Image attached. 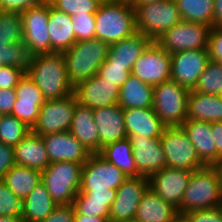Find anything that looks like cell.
Here are the masks:
<instances>
[{
    "label": "cell",
    "mask_w": 222,
    "mask_h": 222,
    "mask_svg": "<svg viewBox=\"0 0 222 222\" xmlns=\"http://www.w3.org/2000/svg\"><path fill=\"white\" fill-rule=\"evenodd\" d=\"M25 74L38 86L46 100L73 94L62 53L32 55Z\"/></svg>",
    "instance_id": "1"
},
{
    "label": "cell",
    "mask_w": 222,
    "mask_h": 222,
    "mask_svg": "<svg viewBox=\"0 0 222 222\" xmlns=\"http://www.w3.org/2000/svg\"><path fill=\"white\" fill-rule=\"evenodd\" d=\"M222 206V181L217 165L192 172L180 206V217L188 212Z\"/></svg>",
    "instance_id": "2"
},
{
    "label": "cell",
    "mask_w": 222,
    "mask_h": 222,
    "mask_svg": "<svg viewBox=\"0 0 222 222\" xmlns=\"http://www.w3.org/2000/svg\"><path fill=\"white\" fill-rule=\"evenodd\" d=\"M135 9L128 0H108L95 13V38L109 45L136 33Z\"/></svg>",
    "instance_id": "3"
},
{
    "label": "cell",
    "mask_w": 222,
    "mask_h": 222,
    "mask_svg": "<svg viewBox=\"0 0 222 222\" xmlns=\"http://www.w3.org/2000/svg\"><path fill=\"white\" fill-rule=\"evenodd\" d=\"M110 45L99 39L77 41L62 52L69 83L76 84L96 75L108 56Z\"/></svg>",
    "instance_id": "4"
},
{
    "label": "cell",
    "mask_w": 222,
    "mask_h": 222,
    "mask_svg": "<svg viewBox=\"0 0 222 222\" xmlns=\"http://www.w3.org/2000/svg\"><path fill=\"white\" fill-rule=\"evenodd\" d=\"M136 31L151 41H157L166 31L182 21L174 0L137 5L135 8Z\"/></svg>",
    "instance_id": "5"
},
{
    "label": "cell",
    "mask_w": 222,
    "mask_h": 222,
    "mask_svg": "<svg viewBox=\"0 0 222 222\" xmlns=\"http://www.w3.org/2000/svg\"><path fill=\"white\" fill-rule=\"evenodd\" d=\"M189 90L168 80L153 89V110L165 127L182 126L187 120Z\"/></svg>",
    "instance_id": "6"
},
{
    "label": "cell",
    "mask_w": 222,
    "mask_h": 222,
    "mask_svg": "<svg viewBox=\"0 0 222 222\" xmlns=\"http://www.w3.org/2000/svg\"><path fill=\"white\" fill-rule=\"evenodd\" d=\"M82 164L53 162L42 171V182L58 205L73 204L81 187Z\"/></svg>",
    "instance_id": "7"
},
{
    "label": "cell",
    "mask_w": 222,
    "mask_h": 222,
    "mask_svg": "<svg viewBox=\"0 0 222 222\" xmlns=\"http://www.w3.org/2000/svg\"><path fill=\"white\" fill-rule=\"evenodd\" d=\"M160 140L166 167L193 172L205 166L182 126L165 127Z\"/></svg>",
    "instance_id": "8"
},
{
    "label": "cell",
    "mask_w": 222,
    "mask_h": 222,
    "mask_svg": "<svg viewBox=\"0 0 222 222\" xmlns=\"http://www.w3.org/2000/svg\"><path fill=\"white\" fill-rule=\"evenodd\" d=\"M210 30L211 26L206 24L181 21L160 36L156 42L170 54L208 49Z\"/></svg>",
    "instance_id": "9"
},
{
    "label": "cell",
    "mask_w": 222,
    "mask_h": 222,
    "mask_svg": "<svg viewBox=\"0 0 222 222\" xmlns=\"http://www.w3.org/2000/svg\"><path fill=\"white\" fill-rule=\"evenodd\" d=\"M128 177L99 153L91 154L82 165L80 191L117 189Z\"/></svg>",
    "instance_id": "10"
},
{
    "label": "cell",
    "mask_w": 222,
    "mask_h": 222,
    "mask_svg": "<svg viewBox=\"0 0 222 222\" xmlns=\"http://www.w3.org/2000/svg\"><path fill=\"white\" fill-rule=\"evenodd\" d=\"M131 75L156 86L171 79V54L152 41L133 64Z\"/></svg>",
    "instance_id": "11"
},
{
    "label": "cell",
    "mask_w": 222,
    "mask_h": 222,
    "mask_svg": "<svg viewBox=\"0 0 222 222\" xmlns=\"http://www.w3.org/2000/svg\"><path fill=\"white\" fill-rule=\"evenodd\" d=\"M23 27V44L29 54L51 53V42L48 29L49 3L31 7L20 13Z\"/></svg>",
    "instance_id": "12"
},
{
    "label": "cell",
    "mask_w": 222,
    "mask_h": 222,
    "mask_svg": "<svg viewBox=\"0 0 222 222\" xmlns=\"http://www.w3.org/2000/svg\"><path fill=\"white\" fill-rule=\"evenodd\" d=\"M75 107L74 94L62 99L46 100L32 131L40 136L69 131Z\"/></svg>",
    "instance_id": "13"
},
{
    "label": "cell",
    "mask_w": 222,
    "mask_h": 222,
    "mask_svg": "<svg viewBox=\"0 0 222 222\" xmlns=\"http://www.w3.org/2000/svg\"><path fill=\"white\" fill-rule=\"evenodd\" d=\"M148 188V177H128L117 188L116 197L110 208L109 222H123L135 218L138 205Z\"/></svg>",
    "instance_id": "14"
},
{
    "label": "cell",
    "mask_w": 222,
    "mask_h": 222,
    "mask_svg": "<svg viewBox=\"0 0 222 222\" xmlns=\"http://www.w3.org/2000/svg\"><path fill=\"white\" fill-rule=\"evenodd\" d=\"M210 62L208 49L181 51L171 54V80L194 90L199 76Z\"/></svg>",
    "instance_id": "15"
},
{
    "label": "cell",
    "mask_w": 222,
    "mask_h": 222,
    "mask_svg": "<svg viewBox=\"0 0 222 222\" xmlns=\"http://www.w3.org/2000/svg\"><path fill=\"white\" fill-rule=\"evenodd\" d=\"M192 172L165 167L149 177V187L165 202L178 210Z\"/></svg>",
    "instance_id": "16"
},
{
    "label": "cell",
    "mask_w": 222,
    "mask_h": 222,
    "mask_svg": "<svg viewBox=\"0 0 222 222\" xmlns=\"http://www.w3.org/2000/svg\"><path fill=\"white\" fill-rule=\"evenodd\" d=\"M120 87L97 74L73 87L76 101L91 109L118 104Z\"/></svg>",
    "instance_id": "17"
},
{
    "label": "cell",
    "mask_w": 222,
    "mask_h": 222,
    "mask_svg": "<svg viewBox=\"0 0 222 222\" xmlns=\"http://www.w3.org/2000/svg\"><path fill=\"white\" fill-rule=\"evenodd\" d=\"M132 145L133 157L138 172L150 177L166 167V155L160 138H147L139 135L128 136Z\"/></svg>",
    "instance_id": "18"
},
{
    "label": "cell",
    "mask_w": 222,
    "mask_h": 222,
    "mask_svg": "<svg viewBox=\"0 0 222 222\" xmlns=\"http://www.w3.org/2000/svg\"><path fill=\"white\" fill-rule=\"evenodd\" d=\"M50 163L75 162L84 164L91 153L69 132L42 136Z\"/></svg>",
    "instance_id": "19"
},
{
    "label": "cell",
    "mask_w": 222,
    "mask_h": 222,
    "mask_svg": "<svg viewBox=\"0 0 222 222\" xmlns=\"http://www.w3.org/2000/svg\"><path fill=\"white\" fill-rule=\"evenodd\" d=\"M94 122L99 135V152L109 144L128 138L123 108L118 104L93 109Z\"/></svg>",
    "instance_id": "20"
},
{
    "label": "cell",
    "mask_w": 222,
    "mask_h": 222,
    "mask_svg": "<svg viewBox=\"0 0 222 222\" xmlns=\"http://www.w3.org/2000/svg\"><path fill=\"white\" fill-rule=\"evenodd\" d=\"M128 136L139 135L147 138H160L165 126L153 108L123 109Z\"/></svg>",
    "instance_id": "21"
},
{
    "label": "cell",
    "mask_w": 222,
    "mask_h": 222,
    "mask_svg": "<svg viewBox=\"0 0 222 222\" xmlns=\"http://www.w3.org/2000/svg\"><path fill=\"white\" fill-rule=\"evenodd\" d=\"M182 128L188 135L199 159L205 165H217V148L211 132V123L186 120Z\"/></svg>",
    "instance_id": "22"
},
{
    "label": "cell",
    "mask_w": 222,
    "mask_h": 222,
    "mask_svg": "<svg viewBox=\"0 0 222 222\" xmlns=\"http://www.w3.org/2000/svg\"><path fill=\"white\" fill-rule=\"evenodd\" d=\"M14 154L18 166L44 171L50 165L42 136L33 131L14 147Z\"/></svg>",
    "instance_id": "23"
},
{
    "label": "cell",
    "mask_w": 222,
    "mask_h": 222,
    "mask_svg": "<svg viewBox=\"0 0 222 222\" xmlns=\"http://www.w3.org/2000/svg\"><path fill=\"white\" fill-rule=\"evenodd\" d=\"M69 132L91 153H99V135L93 109L76 101Z\"/></svg>",
    "instance_id": "24"
},
{
    "label": "cell",
    "mask_w": 222,
    "mask_h": 222,
    "mask_svg": "<svg viewBox=\"0 0 222 222\" xmlns=\"http://www.w3.org/2000/svg\"><path fill=\"white\" fill-rule=\"evenodd\" d=\"M72 22L70 15L53 8L49 3L48 29L51 53H62L77 42Z\"/></svg>",
    "instance_id": "25"
},
{
    "label": "cell",
    "mask_w": 222,
    "mask_h": 222,
    "mask_svg": "<svg viewBox=\"0 0 222 222\" xmlns=\"http://www.w3.org/2000/svg\"><path fill=\"white\" fill-rule=\"evenodd\" d=\"M135 218L140 222H177L180 215L149 187L138 205Z\"/></svg>",
    "instance_id": "26"
},
{
    "label": "cell",
    "mask_w": 222,
    "mask_h": 222,
    "mask_svg": "<svg viewBox=\"0 0 222 222\" xmlns=\"http://www.w3.org/2000/svg\"><path fill=\"white\" fill-rule=\"evenodd\" d=\"M152 41L140 32L113 43L109 47L106 61L108 64L126 65L130 70L138 57Z\"/></svg>",
    "instance_id": "27"
},
{
    "label": "cell",
    "mask_w": 222,
    "mask_h": 222,
    "mask_svg": "<svg viewBox=\"0 0 222 222\" xmlns=\"http://www.w3.org/2000/svg\"><path fill=\"white\" fill-rule=\"evenodd\" d=\"M187 120L222 122V99L220 95L202 94L190 90Z\"/></svg>",
    "instance_id": "28"
},
{
    "label": "cell",
    "mask_w": 222,
    "mask_h": 222,
    "mask_svg": "<svg viewBox=\"0 0 222 222\" xmlns=\"http://www.w3.org/2000/svg\"><path fill=\"white\" fill-rule=\"evenodd\" d=\"M58 206L48 193L44 183L41 181L22 200L21 217L24 222H42Z\"/></svg>",
    "instance_id": "29"
},
{
    "label": "cell",
    "mask_w": 222,
    "mask_h": 222,
    "mask_svg": "<svg viewBox=\"0 0 222 222\" xmlns=\"http://www.w3.org/2000/svg\"><path fill=\"white\" fill-rule=\"evenodd\" d=\"M154 86L130 75L120 87L118 105L123 109L153 108Z\"/></svg>",
    "instance_id": "30"
},
{
    "label": "cell",
    "mask_w": 222,
    "mask_h": 222,
    "mask_svg": "<svg viewBox=\"0 0 222 222\" xmlns=\"http://www.w3.org/2000/svg\"><path fill=\"white\" fill-rule=\"evenodd\" d=\"M99 154L119 168L127 177L142 176L137 170L132 145L128 138L105 145Z\"/></svg>",
    "instance_id": "31"
},
{
    "label": "cell",
    "mask_w": 222,
    "mask_h": 222,
    "mask_svg": "<svg viewBox=\"0 0 222 222\" xmlns=\"http://www.w3.org/2000/svg\"><path fill=\"white\" fill-rule=\"evenodd\" d=\"M6 186L21 200L42 181V171L14 165L2 178Z\"/></svg>",
    "instance_id": "32"
},
{
    "label": "cell",
    "mask_w": 222,
    "mask_h": 222,
    "mask_svg": "<svg viewBox=\"0 0 222 222\" xmlns=\"http://www.w3.org/2000/svg\"><path fill=\"white\" fill-rule=\"evenodd\" d=\"M182 21L213 27L214 0H174Z\"/></svg>",
    "instance_id": "33"
},
{
    "label": "cell",
    "mask_w": 222,
    "mask_h": 222,
    "mask_svg": "<svg viewBox=\"0 0 222 222\" xmlns=\"http://www.w3.org/2000/svg\"><path fill=\"white\" fill-rule=\"evenodd\" d=\"M193 91L202 94L220 95L222 93V63L210 60L199 76Z\"/></svg>",
    "instance_id": "34"
},
{
    "label": "cell",
    "mask_w": 222,
    "mask_h": 222,
    "mask_svg": "<svg viewBox=\"0 0 222 222\" xmlns=\"http://www.w3.org/2000/svg\"><path fill=\"white\" fill-rule=\"evenodd\" d=\"M23 42L21 14L0 11V46Z\"/></svg>",
    "instance_id": "35"
},
{
    "label": "cell",
    "mask_w": 222,
    "mask_h": 222,
    "mask_svg": "<svg viewBox=\"0 0 222 222\" xmlns=\"http://www.w3.org/2000/svg\"><path fill=\"white\" fill-rule=\"evenodd\" d=\"M32 131L24 122L11 114L0 115V141L15 147Z\"/></svg>",
    "instance_id": "36"
},
{
    "label": "cell",
    "mask_w": 222,
    "mask_h": 222,
    "mask_svg": "<svg viewBox=\"0 0 222 222\" xmlns=\"http://www.w3.org/2000/svg\"><path fill=\"white\" fill-rule=\"evenodd\" d=\"M30 58L31 55L23 42L0 46V63L2 65L22 68L26 72Z\"/></svg>",
    "instance_id": "37"
},
{
    "label": "cell",
    "mask_w": 222,
    "mask_h": 222,
    "mask_svg": "<svg viewBox=\"0 0 222 222\" xmlns=\"http://www.w3.org/2000/svg\"><path fill=\"white\" fill-rule=\"evenodd\" d=\"M100 0H50V5L70 16L75 14H95Z\"/></svg>",
    "instance_id": "38"
},
{
    "label": "cell",
    "mask_w": 222,
    "mask_h": 222,
    "mask_svg": "<svg viewBox=\"0 0 222 222\" xmlns=\"http://www.w3.org/2000/svg\"><path fill=\"white\" fill-rule=\"evenodd\" d=\"M73 206L79 214L103 217L109 222L110 207L106 202L89 201L87 193H78L74 199Z\"/></svg>",
    "instance_id": "39"
},
{
    "label": "cell",
    "mask_w": 222,
    "mask_h": 222,
    "mask_svg": "<svg viewBox=\"0 0 222 222\" xmlns=\"http://www.w3.org/2000/svg\"><path fill=\"white\" fill-rule=\"evenodd\" d=\"M22 200L0 179V217H21Z\"/></svg>",
    "instance_id": "40"
},
{
    "label": "cell",
    "mask_w": 222,
    "mask_h": 222,
    "mask_svg": "<svg viewBox=\"0 0 222 222\" xmlns=\"http://www.w3.org/2000/svg\"><path fill=\"white\" fill-rule=\"evenodd\" d=\"M71 17L76 41L95 39V14H75Z\"/></svg>",
    "instance_id": "41"
},
{
    "label": "cell",
    "mask_w": 222,
    "mask_h": 222,
    "mask_svg": "<svg viewBox=\"0 0 222 222\" xmlns=\"http://www.w3.org/2000/svg\"><path fill=\"white\" fill-rule=\"evenodd\" d=\"M16 101L35 102V105H43L46 101L38 86L29 79L26 74L15 88Z\"/></svg>",
    "instance_id": "42"
},
{
    "label": "cell",
    "mask_w": 222,
    "mask_h": 222,
    "mask_svg": "<svg viewBox=\"0 0 222 222\" xmlns=\"http://www.w3.org/2000/svg\"><path fill=\"white\" fill-rule=\"evenodd\" d=\"M41 107L42 105H35V102L16 101L11 115L33 129L38 121Z\"/></svg>",
    "instance_id": "43"
},
{
    "label": "cell",
    "mask_w": 222,
    "mask_h": 222,
    "mask_svg": "<svg viewBox=\"0 0 222 222\" xmlns=\"http://www.w3.org/2000/svg\"><path fill=\"white\" fill-rule=\"evenodd\" d=\"M97 75L100 78L121 87L131 75V71L126 69V65L108 64V62L105 60Z\"/></svg>",
    "instance_id": "44"
},
{
    "label": "cell",
    "mask_w": 222,
    "mask_h": 222,
    "mask_svg": "<svg viewBox=\"0 0 222 222\" xmlns=\"http://www.w3.org/2000/svg\"><path fill=\"white\" fill-rule=\"evenodd\" d=\"M185 222H222V206L212 209L195 210L181 216Z\"/></svg>",
    "instance_id": "45"
},
{
    "label": "cell",
    "mask_w": 222,
    "mask_h": 222,
    "mask_svg": "<svg viewBox=\"0 0 222 222\" xmlns=\"http://www.w3.org/2000/svg\"><path fill=\"white\" fill-rule=\"evenodd\" d=\"M24 76L25 71L22 68L2 65L0 67V89L16 88Z\"/></svg>",
    "instance_id": "46"
},
{
    "label": "cell",
    "mask_w": 222,
    "mask_h": 222,
    "mask_svg": "<svg viewBox=\"0 0 222 222\" xmlns=\"http://www.w3.org/2000/svg\"><path fill=\"white\" fill-rule=\"evenodd\" d=\"M48 3H50V0H0V11L21 13L31 7Z\"/></svg>",
    "instance_id": "47"
},
{
    "label": "cell",
    "mask_w": 222,
    "mask_h": 222,
    "mask_svg": "<svg viewBox=\"0 0 222 222\" xmlns=\"http://www.w3.org/2000/svg\"><path fill=\"white\" fill-rule=\"evenodd\" d=\"M208 52L210 60L222 63V27H211Z\"/></svg>",
    "instance_id": "48"
},
{
    "label": "cell",
    "mask_w": 222,
    "mask_h": 222,
    "mask_svg": "<svg viewBox=\"0 0 222 222\" xmlns=\"http://www.w3.org/2000/svg\"><path fill=\"white\" fill-rule=\"evenodd\" d=\"M14 147L0 141V179L14 166Z\"/></svg>",
    "instance_id": "49"
},
{
    "label": "cell",
    "mask_w": 222,
    "mask_h": 222,
    "mask_svg": "<svg viewBox=\"0 0 222 222\" xmlns=\"http://www.w3.org/2000/svg\"><path fill=\"white\" fill-rule=\"evenodd\" d=\"M42 222H74V206L58 205Z\"/></svg>",
    "instance_id": "50"
},
{
    "label": "cell",
    "mask_w": 222,
    "mask_h": 222,
    "mask_svg": "<svg viewBox=\"0 0 222 222\" xmlns=\"http://www.w3.org/2000/svg\"><path fill=\"white\" fill-rule=\"evenodd\" d=\"M17 96L15 88L0 89V115L11 114Z\"/></svg>",
    "instance_id": "51"
},
{
    "label": "cell",
    "mask_w": 222,
    "mask_h": 222,
    "mask_svg": "<svg viewBox=\"0 0 222 222\" xmlns=\"http://www.w3.org/2000/svg\"><path fill=\"white\" fill-rule=\"evenodd\" d=\"M79 193H87L89 201L106 202L111 208L116 197L117 189H107V191H79Z\"/></svg>",
    "instance_id": "52"
},
{
    "label": "cell",
    "mask_w": 222,
    "mask_h": 222,
    "mask_svg": "<svg viewBox=\"0 0 222 222\" xmlns=\"http://www.w3.org/2000/svg\"><path fill=\"white\" fill-rule=\"evenodd\" d=\"M211 132L217 148V165L222 163V122H212Z\"/></svg>",
    "instance_id": "53"
},
{
    "label": "cell",
    "mask_w": 222,
    "mask_h": 222,
    "mask_svg": "<svg viewBox=\"0 0 222 222\" xmlns=\"http://www.w3.org/2000/svg\"><path fill=\"white\" fill-rule=\"evenodd\" d=\"M213 27H222V0H214Z\"/></svg>",
    "instance_id": "54"
},
{
    "label": "cell",
    "mask_w": 222,
    "mask_h": 222,
    "mask_svg": "<svg viewBox=\"0 0 222 222\" xmlns=\"http://www.w3.org/2000/svg\"><path fill=\"white\" fill-rule=\"evenodd\" d=\"M74 222H108V221L103 217H95V216H87L79 214L74 209Z\"/></svg>",
    "instance_id": "55"
},
{
    "label": "cell",
    "mask_w": 222,
    "mask_h": 222,
    "mask_svg": "<svg viewBox=\"0 0 222 222\" xmlns=\"http://www.w3.org/2000/svg\"><path fill=\"white\" fill-rule=\"evenodd\" d=\"M130 4L135 8L137 5L140 4H147V3H153V2H161L165 0H128Z\"/></svg>",
    "instance_id": "56"
},
{
    "label": "cell",
    "mask_w": 222,
    "mask_h": 222,
    "mask_svg": "<svg viewBox=\"0 0 222 222\" xmlns=\"http://www.w3.org/2000/svg\"><path fill=\"white\" fill-rule=\"evenodd\" d=\"M0 222H24L22 217H0Z\"/></svg>",
    "instance_id": "57"
},
{
    "label": "cell",
    "mask_w": 222,
    "mask_h": 222,
    "mask_svg": "<svg viewBox=\"0 0 222 222\" xmlns=\"http://www.w3.org/2000/svg\"><path fill=\"white\" fill-rule=\"evenodd\" d=\"M219 170H220V176H221V181H222V163L217 165Z\"/></svg>",
    "instance_id": "58"
},
{
    "label": "cell",
    "mask_w": 222,
    "mask_h": 222,
    "mask_svg": "<svg viewBox=\"0 0 222 222\" xmlns=\"http://www.w3.org/2000/svg\"><path fill=\"white\" fill-rule=\"evenodd\" d=\"M123 222H140L138 219L133 218L131 220L123 221Z\"/></svg>",
    "instance_id": "59"
},
{
    "label": "cell",
    "mask_w": 222,
    "mask_h": 222,
    "mask_svg": "<svg viewBox=\"0 0 222 222\" xmlns=\"http://www.w3.org/2000/svg\"><path fill=\"white\" fill-rule=\"evenodd\" d=\"M177 222H185L181 217L177 220Z\"/></svg>",
    "instance_id": "60"
}]
</instances>
